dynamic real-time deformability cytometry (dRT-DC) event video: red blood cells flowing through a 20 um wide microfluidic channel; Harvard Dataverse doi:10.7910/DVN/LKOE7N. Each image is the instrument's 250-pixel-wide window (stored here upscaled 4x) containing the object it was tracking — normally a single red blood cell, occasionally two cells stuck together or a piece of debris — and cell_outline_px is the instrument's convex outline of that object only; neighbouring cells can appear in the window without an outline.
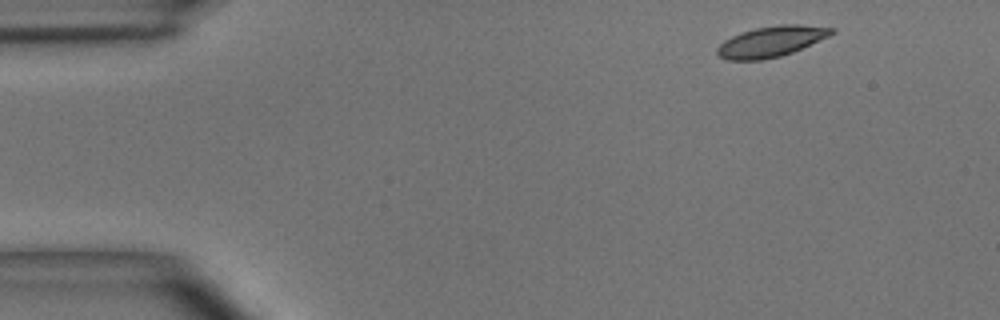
{"species": "common noctule bat (a hibernating species)", "species_latin": "Nyctalus noctula", "temperature_condition": "room temperature", "stored_images_in_passage": 3, "camera_frame_rate_fps": 3000, "um_per_image_px": 0.085, "animal": {"sex": "male", "body_mass_g": 15.6}, "frame": {"image": 1, "passage_image": 1, "time_ms": 0.0, "image_size_px": [1000, 320], "cell_outline_px": [[836, 32], [828, 36], [792, 52], [780, 56], [760, 60], [728, 60], [720, 56], [716, 52], [716, 48], [724, 40], [740, 32], [756, 28], [780, 24], [800, 24], [836, 28]], "centroid_in_image_um": [65.54, 3.51], "position_along_channel_um": 19.5, "area_um2": 20.35}}